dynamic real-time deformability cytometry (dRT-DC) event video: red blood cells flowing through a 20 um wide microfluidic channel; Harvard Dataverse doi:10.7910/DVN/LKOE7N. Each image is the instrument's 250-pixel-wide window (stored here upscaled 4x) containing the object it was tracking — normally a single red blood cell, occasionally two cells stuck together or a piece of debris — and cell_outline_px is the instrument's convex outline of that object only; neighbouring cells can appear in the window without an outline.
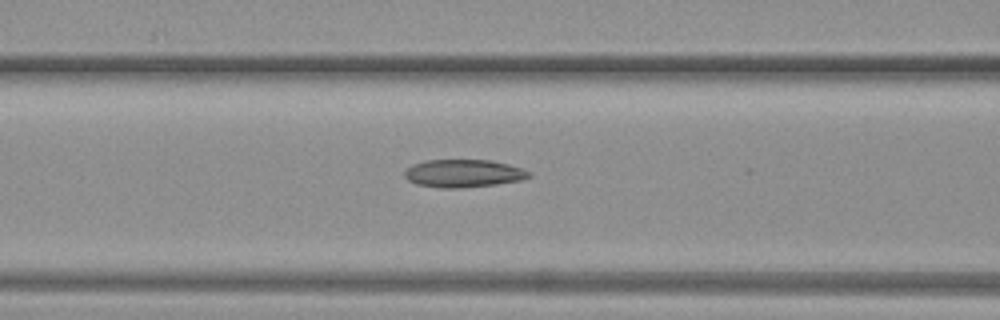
{"species": "common noctule bat (a hibernating species)", "species_latin": "Nyctalus noctula", "temperature_condition": "warm", "stored_images_in_passage": 17, "camera_frame_rate_fps": 3000, "um_per_image_px": 0.085, "animal": {"sex": "female", "body_mass_g": 19.3, "forearm_length_mm": 54.1}, "frame": {"image": 1, "passage_image": 10, "time_ms": 3.0, "image_size_px": [1000, 320], "cell_outline_px": [[532, 176], [520, 180], [496, 184], [464, 188], [440, 188], [416, 184], [408, 180], [404, 176], [404, 172], [412, 164], [424, 160], [492, 160], [508, 164], [532, 172]], "centroid_in_image_um": [39.38, 14.74], "position_along_channel_um": 127.2, "area_um2": 20.29}}
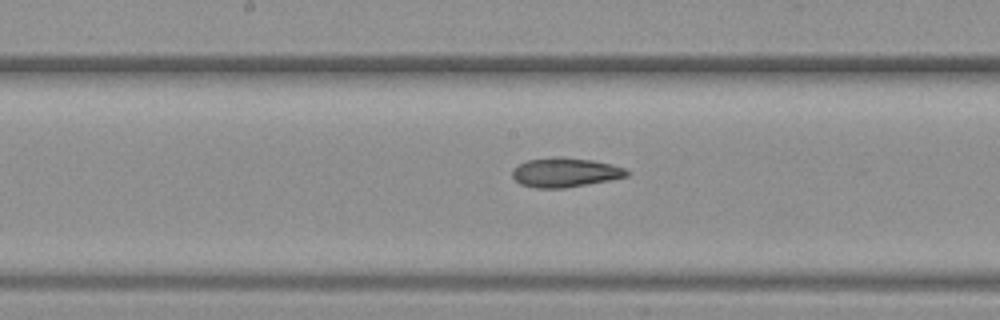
{"frame": {"image": 2, "passage_image": 15, "time_ms": 4.667, "image_size_px": [1000, 320], "cell_outline_px": [[632, 172], [628, 176], [612, 180], [564, 188], [536, 188], [520, 184], [512, 176], [512, 168], [528, 160], [552, 156], [560, 156], [592, 160], [612, 164], [624, 168]], "centroid_in_image_um": [48.06, 14.65], "position_along_channel_um": 200.1, "area_um2": 19.83}}